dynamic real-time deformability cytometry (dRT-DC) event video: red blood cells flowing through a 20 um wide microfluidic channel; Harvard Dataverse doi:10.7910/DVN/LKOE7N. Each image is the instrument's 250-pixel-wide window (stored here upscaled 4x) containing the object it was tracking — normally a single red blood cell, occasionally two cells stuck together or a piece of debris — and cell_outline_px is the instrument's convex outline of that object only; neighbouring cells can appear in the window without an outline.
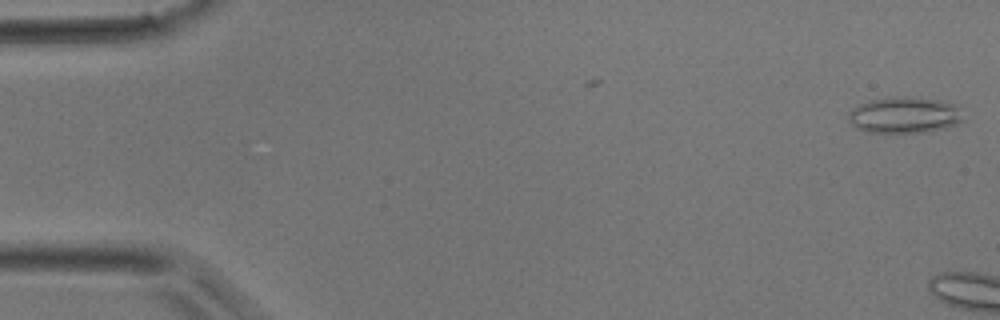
{"species": "common noctule bat (a hibernating species)", "species_latin": "Nyctalus noctula", "temperature_condition": "room temperature", "stored_images_in_passage": 4, "camera_frame_rate_fps": 3000, "um_per_image_px": 0.085, "animal": {"sex": "male", "body_mass_g": 17.9}, "frame": {"image": 1, "passage_image": 4, "time_ms": 1.0, "image_size_px": [1000, 320], "cell_outline_px": [[964, 120], [956, 124], [944, 128], [920, 132], [868, 132], [856, 128], [848, 120], [848, 112], [852, 108], [868, 100], [892, 96], [904, 96], [936, 100], [960, 104]], "centroid_in_image_um": [76.89, 9.76], "position_along_channel_um": 8.1, "area_um2": 24.45}}